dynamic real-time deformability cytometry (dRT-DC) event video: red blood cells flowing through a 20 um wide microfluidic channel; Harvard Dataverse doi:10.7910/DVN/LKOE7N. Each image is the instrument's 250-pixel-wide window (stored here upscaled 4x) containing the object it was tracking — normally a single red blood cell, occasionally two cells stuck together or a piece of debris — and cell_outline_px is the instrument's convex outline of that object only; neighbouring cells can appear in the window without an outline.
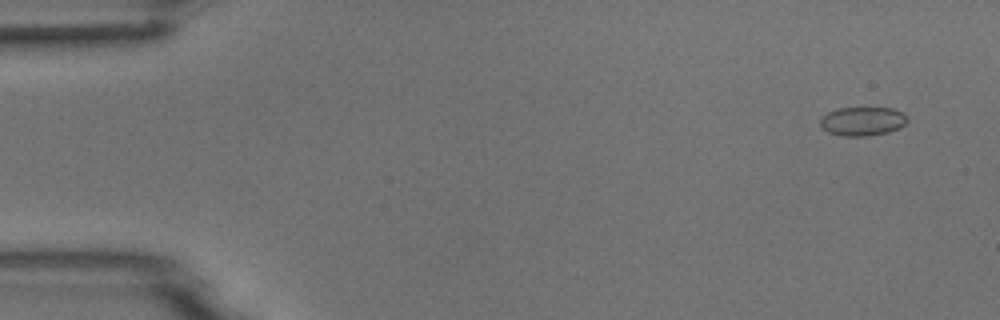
{"species": "common noctule bat (a hibernating species)", "species_latin": "Nyctalus noctula", "temperature_condition": "room temperature", "stored_images_in_passage": 4, "camera_frame_rate_fps": 3000, "um_per_image_px": 0.085, "animal": {"sex": "male", "body_mass_g": 18.8}, "frame": {"image": 1, "passage_image": 1, "time_ms": 0.0, "image_size_px": [1000, 320], "cell_outline_px": [[908, 120], [900, 128], [888, 132], [864, 136], [844, 136], [828, 132], [820, 124], [820, 120], [828, 112], [836, 108], [892, 108], [904, 112], [908, 116]], "centroid_in_image_um": [73.36, 10.3], "position_along_channel_um": 11.6, "area_um2": 14.62}}
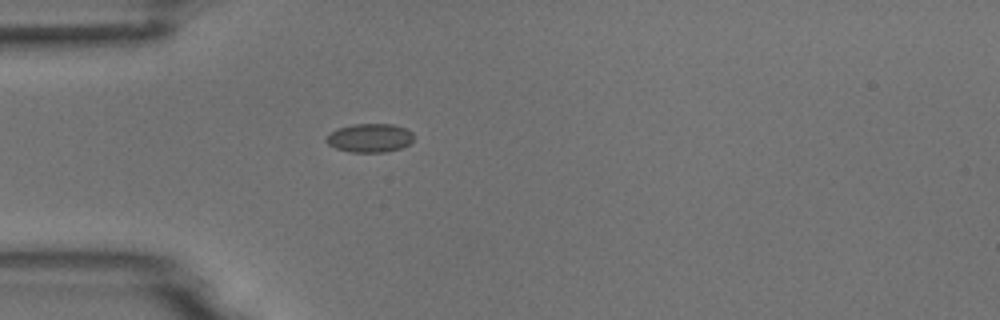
{"frame": {"image": 2, "passage_image": 4, "time_ms": 4.0, "image_size_px": [1000, 320], "cell_outline_px": [[412, 140], [408, 144], [400, 148], [384, 152], [352, 152], [336, 148], [328, 144], [324, 140], [332, 132], [340, 128], [352, 124], [392, 124], [404, 128], [412, 132]], "centroid_in_image_um": [31.42, 11.72], "position_along_channel_um": 53.6, "area_um2": 14.33}}